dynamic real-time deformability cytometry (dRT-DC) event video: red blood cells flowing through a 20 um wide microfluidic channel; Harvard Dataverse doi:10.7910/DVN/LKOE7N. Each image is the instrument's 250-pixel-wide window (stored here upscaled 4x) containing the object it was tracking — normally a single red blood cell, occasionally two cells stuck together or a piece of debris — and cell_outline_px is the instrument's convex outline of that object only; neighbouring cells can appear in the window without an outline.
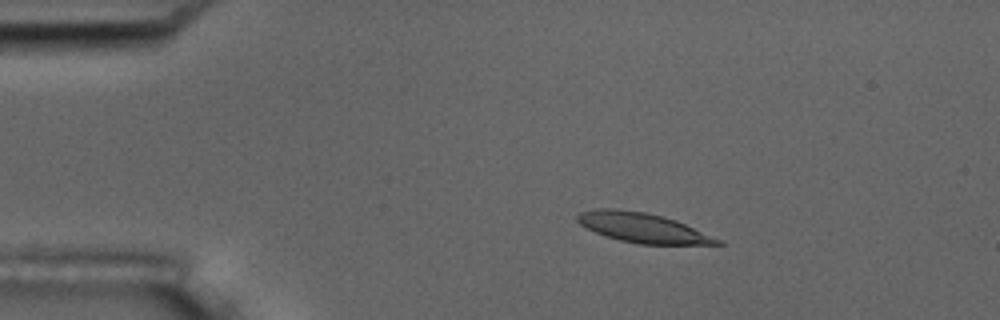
{"species": "common noctule bat (a hibernating species)", "species_latin": "Nyctalus noctula", "temperature_condition": "room temperature", "stored_images_in_passage": 3, "camera_frame_rate_fps": 3000, "um_per_image_px": 0.085, "animal": {"sex": "male", "body_mass_g": 17.5, "forearm_length_mm": 52.3}, "frame": {"image": 1, "passage_image": 2, "time_ms": 1.333, "image_size_px": [1000, 320], "cell_outline_px": [[724, 244], [640, 244], [620, 240], [604, 236], [580, 224], [576, 220], [576, 216], [580, 212], [596, 208], [616, 208], [644, 212], [676, 220], [724, 240]], "centroid_in_image_um": [54.64, 19.35], "position_along_channel_um": 30.4, "area_um2": 24.16}}